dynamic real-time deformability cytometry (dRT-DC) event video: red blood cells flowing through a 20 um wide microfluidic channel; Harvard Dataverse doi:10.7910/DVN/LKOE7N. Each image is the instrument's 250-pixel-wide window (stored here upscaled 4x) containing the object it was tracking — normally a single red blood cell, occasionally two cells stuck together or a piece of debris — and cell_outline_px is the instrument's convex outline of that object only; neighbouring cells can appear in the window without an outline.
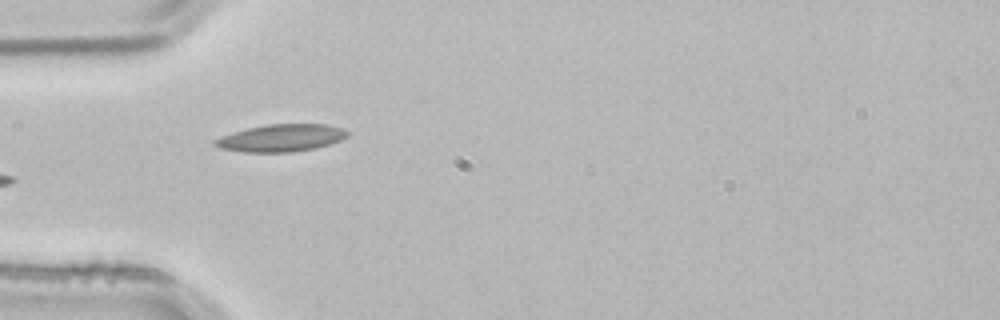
{"species": "common noctule bat (a hibernating species)", "species_latin": "Nyctalus noctula", "temperature_condition": "room temperature", "stored_images_in_passage": 5, "camera_frame_rate_fps": 3000, "um_per_image_px": 0.085, "animal": {"sex": "male", "body_mass_g": 21.5, "forearm_length_mm": 52.0}, "frame": {"image": 1, "passage_image": 4, "time_ms": 1.0, "image_size_px": [1000, 320], "cell_outline_px": [[348, 136], [340, 140], [316, 148], [292, 152], [244, 152], [220, 148], [212, 144], [212, 140], [220, 136], [232, 132], [264, 124], [328, 124], [340, 128], [348, 132]], "centroid_in_image_um": [23.84, 11.72], "position_along_channel_um": 61.2, "area_um2": 21.15}}